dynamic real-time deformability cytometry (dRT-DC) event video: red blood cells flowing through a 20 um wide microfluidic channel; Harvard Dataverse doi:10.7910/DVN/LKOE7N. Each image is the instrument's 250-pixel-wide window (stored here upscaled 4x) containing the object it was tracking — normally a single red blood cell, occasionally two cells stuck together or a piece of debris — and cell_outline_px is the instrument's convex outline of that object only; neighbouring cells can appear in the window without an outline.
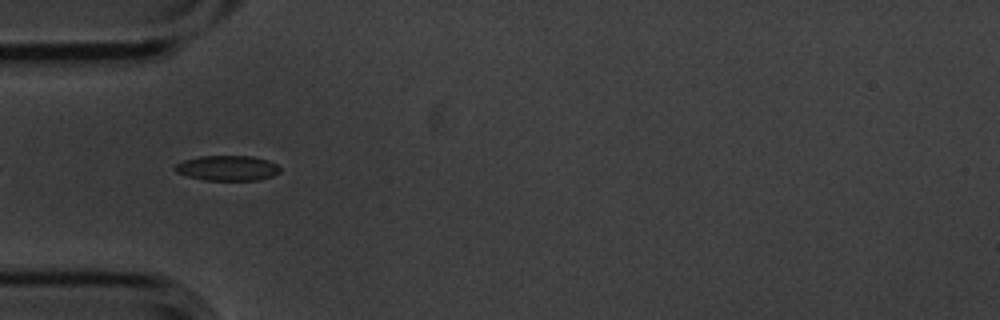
{"species": "common noctule bat (a hibernating species)", "species_latin": "Nyctalus noctula", "temperature_condition": "cold", "stored_images_in_passage": 8, "camera_frame_rate_fps": 3000, "um_per_image_px": 0.085, "animal": {"sex": "male", "body_mass_g": 20.1, "forearm_length_mm": 53.5}, "frame": {"image": 1, "passage_image": 4, "time_ms": 1.0, "image_size_px": [1000, 320], "cell_outline_px": [[280, 172], [272, 176], [256, 180], [204, 180], [188, 176], [176, 172], [172, 168], [176, 164], [184, 160], [200, 156], [252, 156], [268, 160], [276, 164], [280, 168]], "centroid_in_image_um": [19.31, 14.28], "position_along_channel_um": 65.7, "area_um2": 15.37}}
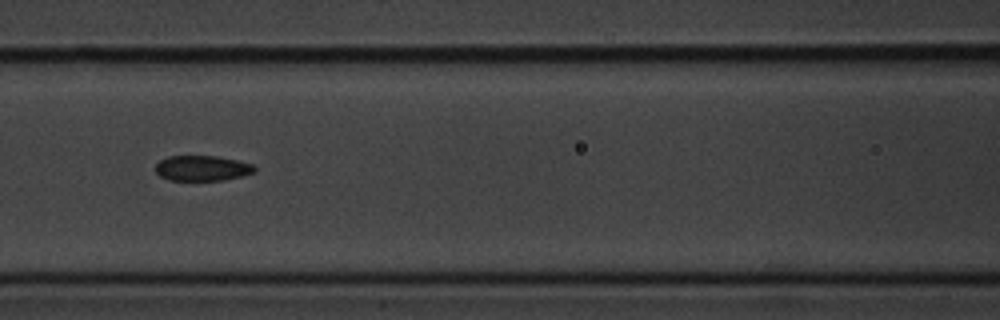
{"frame": {"image": 2, "passage_image": 6, "time_ms": 1.667, "image_size_px": [1000, 320], "cell_outline_px": [[256, 172], [224, 180], [168, 180], [160, 176], [156, 172], [156, 164], [160, 160], [168, 156], [216, 156], [236, 160], [252, 164], [256, 168]], "centroid_in_image_um": [17.18, 14.3], "position_along_channel_um": 149.4, "area_um2": 14.57}}
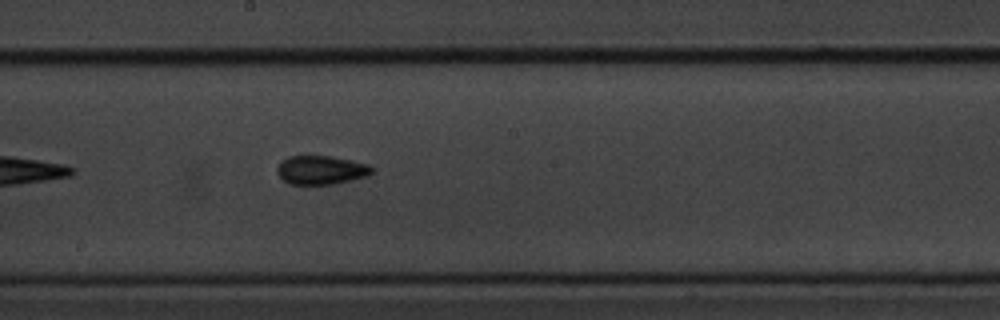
{"frame": {"image": 3, "passage_image": 8, "time_ms": 2.333, "image_size_px": [1000, 320], "cell_outline_px": [[372, 172], [368, 176], [332, 184], [288, 184], [276, 172], [276, 168], [280, 160], [288, 156], [332, 156], [368, 164], [372, 168]], "centroid_in_image_um": [27.25, 14.44], "position_along_channel_um": 221.0, "area_um2": 15.9}}